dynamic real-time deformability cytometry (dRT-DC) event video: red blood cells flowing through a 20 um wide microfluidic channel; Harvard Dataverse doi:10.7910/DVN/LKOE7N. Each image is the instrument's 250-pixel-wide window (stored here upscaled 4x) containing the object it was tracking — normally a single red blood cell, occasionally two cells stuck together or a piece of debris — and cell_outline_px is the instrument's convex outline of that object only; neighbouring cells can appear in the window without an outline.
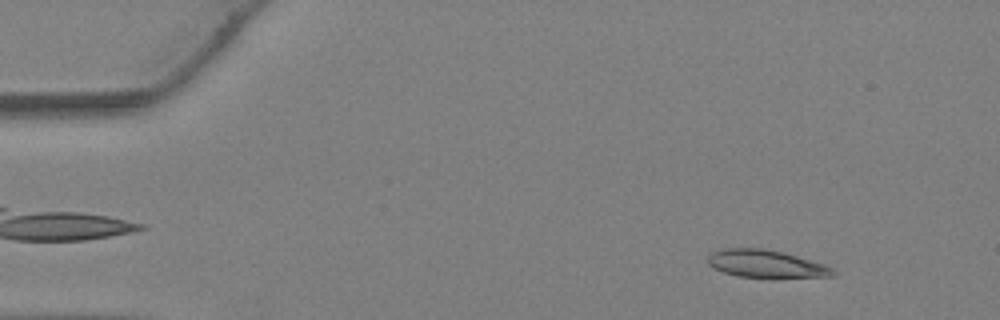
{"species": "Egyptian fruit bat (a non-hibernating species)", "species_latin": "Rousettus aegyptiacus", "temperature_condition": "warm", "stored_images_in_passage": 11, "camera_frame_rate_fps": 3000, "um_per_image_px": 0.085, "animal": {"sex": "female"}, "frame": {"image": 1, "passage_image": 4, "time_ms": 1.0, "image_size_px": [1000, 320], "cell_outline_px": [[836, 276], [736, 276], [724, 272], [708, 264], [708, 256], [712, 252], [724, 248], [764, 248], [784, 252], [824, 264], [832, 268], [836, 272]], "centroid_in_image_um": [65.09, 22.39], "position_along_channel_um": 19.9, "area_um2": 19.59}}